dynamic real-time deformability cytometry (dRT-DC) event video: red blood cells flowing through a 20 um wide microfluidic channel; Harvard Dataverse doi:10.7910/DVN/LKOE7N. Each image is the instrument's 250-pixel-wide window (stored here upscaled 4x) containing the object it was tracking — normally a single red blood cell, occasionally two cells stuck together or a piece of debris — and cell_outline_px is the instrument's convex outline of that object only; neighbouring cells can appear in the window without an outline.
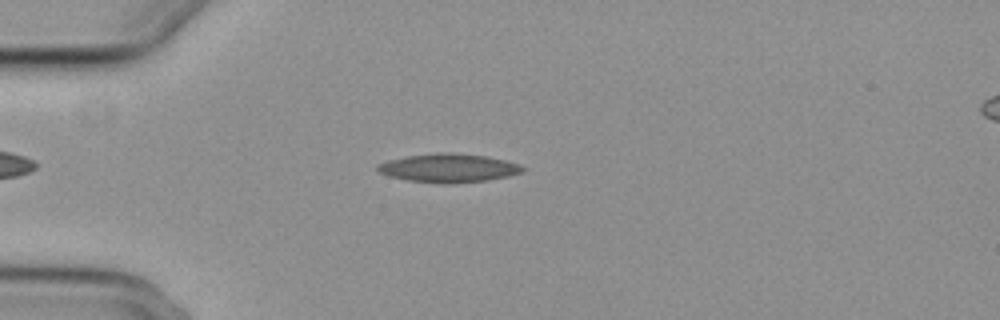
{"species": "common noctule bat (a hibernating species)", "species_latin": "Nyctalus noctula", "temperature_condition": "cold", "stored_images_in_passage": 4, "segment_of_instrument_passage": [1, 2], "camera_frame_rate_fps": 3000, "um_per_image_px": 0.085, "animal": {"sex": "female", "body_mass_g": 29.2, "forearm_length_mm": 56.3}, "frame": {"image": 1, "passage_image": 3, "time_ms": 2.667, "image_size_px": [1000, 320], "cell_outline_px": [[528, 168], [524, 172], [508, 176], [488, 180], [448, 184], [440, 184], [408, 180], [388, 176], [380, 172], [376, 168], [376, 164], [388, 160], [408, 156], [436, 152], [452, 152], [484, 156], [504, 160], [520, 164]], "centroid_in_image_um": [38.15, 14.28], "position_along_channel_um": 46.9, "area_um2": 24.39}}